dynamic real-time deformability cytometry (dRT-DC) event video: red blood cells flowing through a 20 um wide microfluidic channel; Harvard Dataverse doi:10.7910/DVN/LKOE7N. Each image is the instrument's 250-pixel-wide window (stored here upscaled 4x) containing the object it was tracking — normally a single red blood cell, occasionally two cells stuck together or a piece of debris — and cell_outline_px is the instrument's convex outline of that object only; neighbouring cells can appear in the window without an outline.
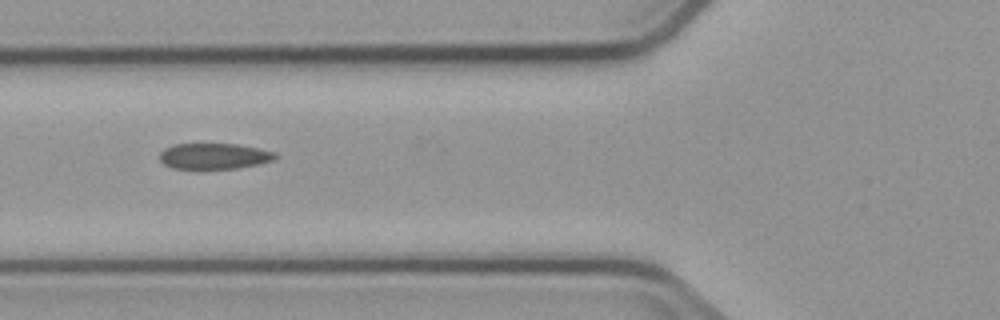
{"species": "common noctule bat (a hibernating species)", "species_latin": "Nyctalus noctula", "temperature_condition": "cold", "stored_images_in_passage": 10, "camera_frame_rate_fps": 3000, "um_per_image_px": 0.085, "animal": {"sex": "male", "body_mass_g": 23.1, "forearm_length_mm": 52.7}, "frame": {"image": 1, "passage_image": 5, "time_ms": 6.0, "image_size_px": [1000, 320], "cell_outline_px": [[280, 156], [276, 160], [260, 164], [236, 168], [172, 168], [164, 164], [160, 160], [160, 152], [164, 148], [172, 144], [236, 144], [260, 148], [276, 152]], "centroid_in_image_um": [18.26, 13.26], "position_along_channel_um": 107.5, "area_um2": 17.57}}
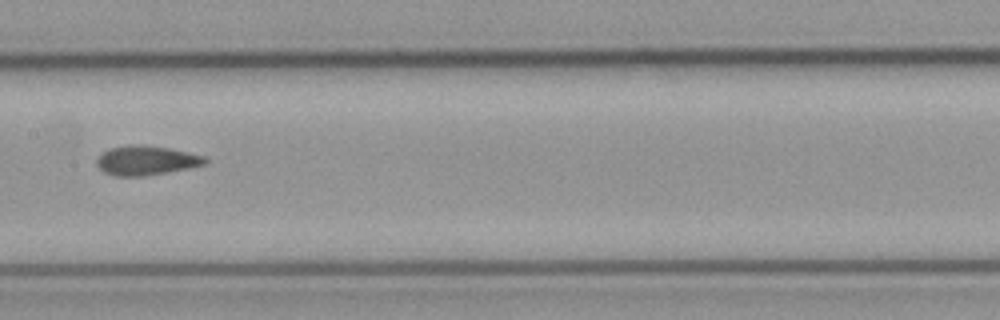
{"frame": {"image": 2, "passage_image": 7, "time_ms": 8.333, "image_size_px": [1000, 320], "cell_outline_px": [[208, 160], [204, 164], [188, 168], [140, 176], [116, 176], [104, 172], [96, 164], [96, 160], [108, 148], [132, 144], [144, 144], [168, 148], [188, 152], [204, 156]], "centroid_in_image_um": [12.4, 13.62], "position_along_channel_um": 195.0, "area_um2": 18.32}}
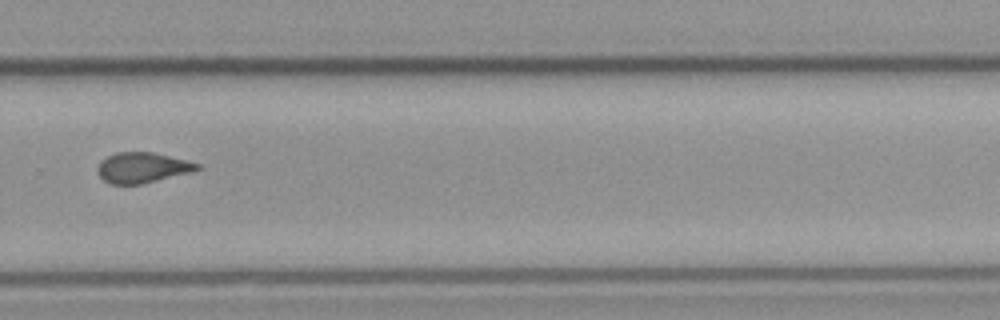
{"frame": {"image": 3, "passage_image": 10, "time_ms": 11.667, "image_size_px": [1000, 320], "cell_outline_px": [[204, 168], [192, 172], [140, 184], [112, 184], [104, 180], [100, 176], [96, 168], [100, 160], [116, 152], [152, 152], [200, 164]], "centroid_in_image_um": [12.09, 14.25], "position_along_channel_um": 317.7, "area_um2": 17.57}}